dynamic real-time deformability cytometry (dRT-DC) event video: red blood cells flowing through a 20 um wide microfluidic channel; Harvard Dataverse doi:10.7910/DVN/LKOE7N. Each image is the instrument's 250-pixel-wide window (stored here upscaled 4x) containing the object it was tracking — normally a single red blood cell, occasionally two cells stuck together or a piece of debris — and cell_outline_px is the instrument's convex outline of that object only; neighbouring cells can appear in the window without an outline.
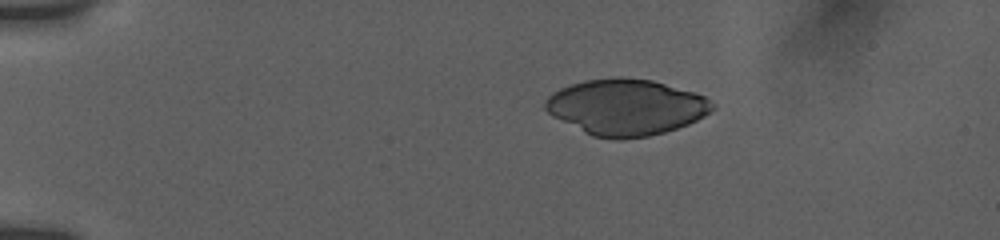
{"species": "human", "species_latin": "Homo sapiens", "temperature_condition": "room temperature", "stored_images_in_passage": 7, "camera_frame_rate_fps": 3000, "um_per_image_px": 0.085, "donor": {"sex": "female"}, "frame": {"image": 1, "passage_image": 1, "time_ms": 0.0, "image_size_px": [1000, 240], "cell_outline_px": [[716, 108], [704, 116], [688, 124], [664, 132], [648, 136], [620, 140], [616, 140], [592, 136], [552, 116], [544, 108], [544, 104], [548, 96], [552, 92], [560, 88], [584, 80], [620, 76], [652, 80], [696, 92], [704, 96], [716, 104]], "centroid_in_image_um": [53.22, 9.1], "position_along_channel_um": 31.8, "area_um2": 54.91}}